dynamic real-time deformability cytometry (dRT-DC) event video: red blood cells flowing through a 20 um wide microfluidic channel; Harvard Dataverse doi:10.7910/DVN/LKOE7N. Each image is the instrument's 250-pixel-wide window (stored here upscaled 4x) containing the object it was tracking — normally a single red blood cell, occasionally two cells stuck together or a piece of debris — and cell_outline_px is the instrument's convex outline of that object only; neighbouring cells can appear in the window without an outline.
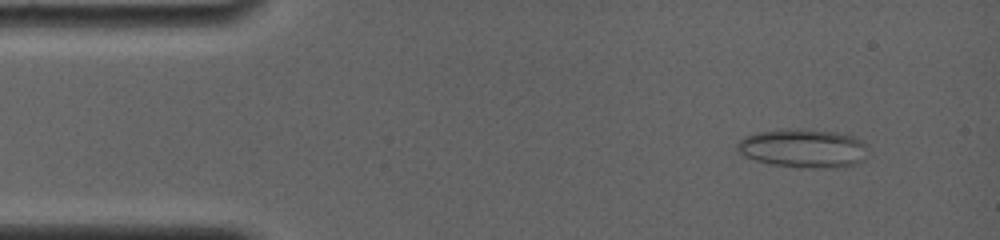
{"species": "common noctule bat (a hibernating species)", "species_latin": "Nyctalus noctula", "temperature_condition": "room temperature", "stored_images_in_passage": 65, "camera_frame_rate_fps": 4000, "um_per_image_px": 0.085, "animal": {"sex": "female", "body_mass_g": 19.0, "forearm_length_mm": 56.7}, "frame": {"image": 1, "passage_image": 6, "time_ms": 1.25, "image_size_px": [1000, 240], "cell_outline_px": [[864, 160], [844, 168], [800, 168], [772, 164], [756, 160], [744, 156], [736, 148], [736, 144], [744, 136], [756, 132], [788, 128], [792, 128], [836, 132], [852, 136], [860, 140], [864, 144]], "centroid_in_image_um": [68.23, 12.61], "position_along_channel_um": 16.8, "area_um2": 29.54}}
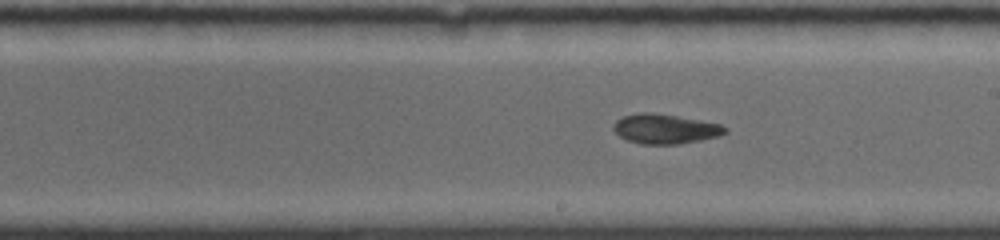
{"frame": {"image": 2, "passage_image": 37, "time_ms": 9.0, "image_size_px": [1000, 240], "cell_outline_px": [[728, 132], [720, 136], [680, 144], [640, 144], [628, 140], [620, 136], [612, 128], [612, 124], [616, 120], [624, 116], [636, 112], [652, 112], [700, 120], [720, 124], [728, 128]], "centroid_in_image_um": [56.54, 10.95], "position_along_channel_um": 232.5, "area_um2": 19.42}}
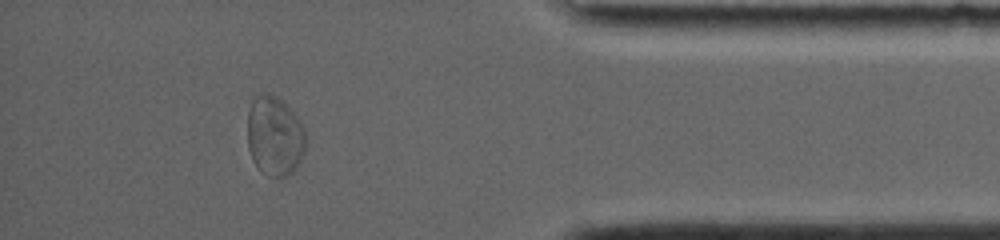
{"frame": {"image": 3, "passage_image": 58, "time_ms": 14.25, "image_size_px": [1000, 240], "cell_outline_px": [[304, 152], [296, 168], [280, 180], [268, 176], [260, 172], [252, 160], [248, 148], [248, 112], [252, 100], [260, 92], [276, 96], [292, 112], [304, 128]], "centroid_in_image_um": [23.31, 11.61], "position_along_channel_um": 411.9, "area_um2": 26.99}, "authors_computed_cell_mechanics": {"area_um2": 20.4612, "velocity_mm_per_s": 3.8235, "shape_relaxation_time_tau1_ms": null, "shape_relaxation_time_tau2_ms": 3.0617, "deformation_change_tau1": null, "deformation_change_tau2": 0.0935}}